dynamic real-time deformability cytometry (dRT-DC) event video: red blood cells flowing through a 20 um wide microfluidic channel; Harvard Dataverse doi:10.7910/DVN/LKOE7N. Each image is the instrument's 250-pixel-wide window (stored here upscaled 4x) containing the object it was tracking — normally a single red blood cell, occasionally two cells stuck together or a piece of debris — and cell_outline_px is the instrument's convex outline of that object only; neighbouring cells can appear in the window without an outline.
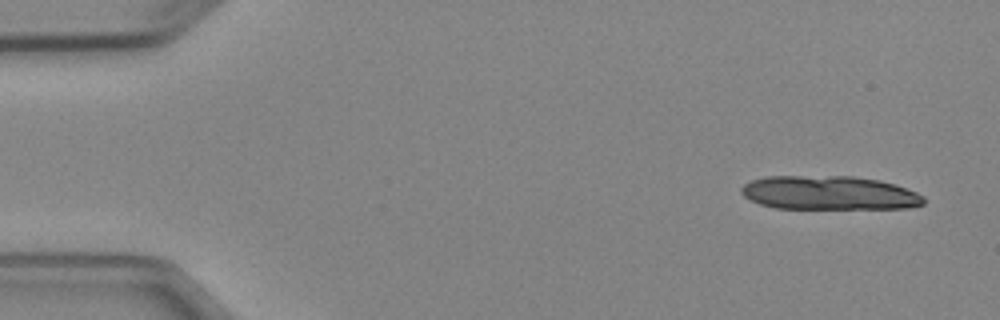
{"species": "Egyptian fruit bat (a non-hibernating species)", "species_latin": "Rousettus aegyptiacus", "temperature_condition": "cold", "stored_images_in_passage": 5, "camera_frame_rate_fps": 3000, "um_per_image_px": 0.085, "animal": {"sex": "female"}, "frame": {"image": 1, "passage_image": 1, "time_ms": 0.0, "image_size_px": [1000, 320], "cell_outline_px": [[924, 204], [908, 208], [776, 208], [760, 204], [744, 196], [740, 192], [740, 188], [744, 184], [752, 180], [764, 176], [852, 176], [880, 180], [896, 184], [916, 192], [924, 196]], "centroid_in_image_um": [70.48, 16.39], "position_along_channel_um": 14.5, "area_um2": 36.07}}
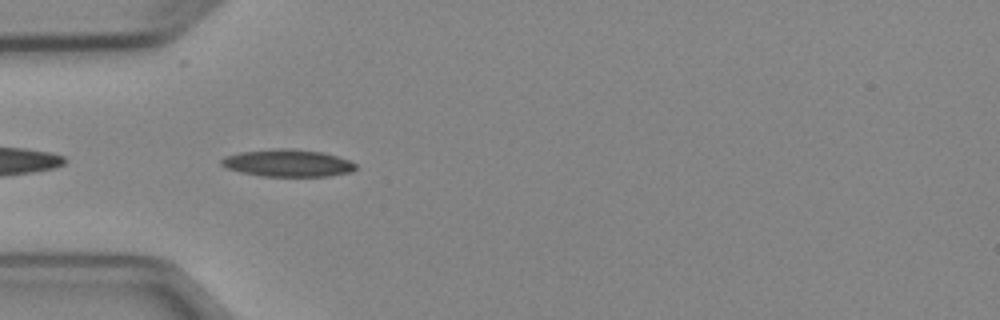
{"frame": {"image": 2, "passage_image": 4, "time_ms": 4.333, "image_size_px": [1000, 320], "cell_outline_px": [[356, 168], [352, 172], [328, 176], [260, 176], [240, 172], [228, 168], [220, 164], [220, 160], [224, 156], [240, 152], [276, 148], [292, 148], [324, 152], [348, 160], [356, 164]], "centroid_in_image_um": [24.44, 13.85], "position_along_channel_um": 60.6, "area_um2": 21.44}}